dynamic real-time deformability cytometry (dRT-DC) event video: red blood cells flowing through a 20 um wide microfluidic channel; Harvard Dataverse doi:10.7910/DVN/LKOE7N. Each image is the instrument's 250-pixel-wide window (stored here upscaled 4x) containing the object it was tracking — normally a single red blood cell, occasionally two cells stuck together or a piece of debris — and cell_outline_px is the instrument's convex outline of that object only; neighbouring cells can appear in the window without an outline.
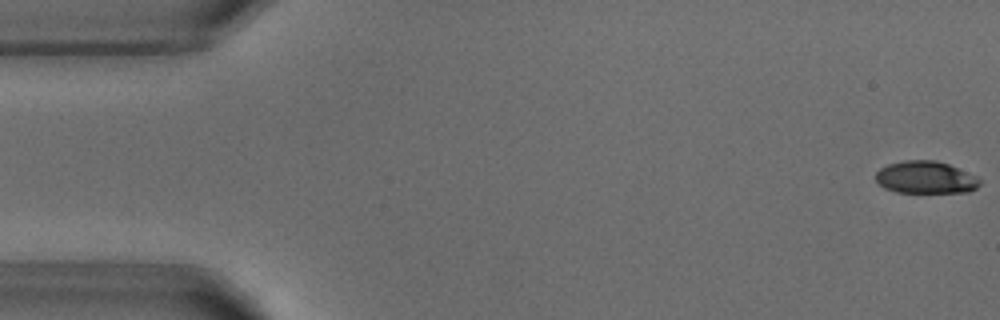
{"species": "common noctule bat (a hibernating species)", "species_latin": "Nyctalus noctula", "temperature_condition": "warm", "stored_images_in_passage": 52, "camera_frame_rate_fps": 3000, "um_per_image_px": 0.085, "animal": {"sex": "male", "body_mass_g": 18.8}, "frame": {"image": 1, "passage_image": 1, "time_ms": 0.0, "image_size_px": [1000, 320], "cell_outline_px": [[980, 184], [976, 188], [968, 192], [896, 192], [884, 188], [876, 180], [876, 172], [880, 168], [888, 164], [904, 160], [936, 160], [948, 164], [976, 176], [980, 180]], "centroid_in_image_um": [78.66, 15.07], "position_along_channel_um": 6.3, "area_um2": 19.54}}
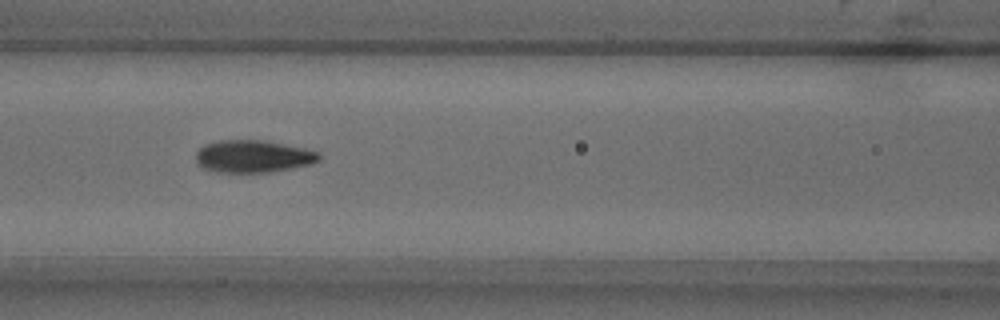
{"frame": {"image": 2, "passage_image": 22, "time_ms": 7.0, "image_size_px": [1000, 320], "cell_outline_px": [[320, 160], [312, 164], [268, 172], [216, 172], [204, 168], [196, 160], [196, 152], [204, 144], [220, 140], [260, 140], [320, 152]], "centroid_in_image_um": [21.49, 13.29], "position_along_channel_um": 145.1, "area_um2": 22.89}}
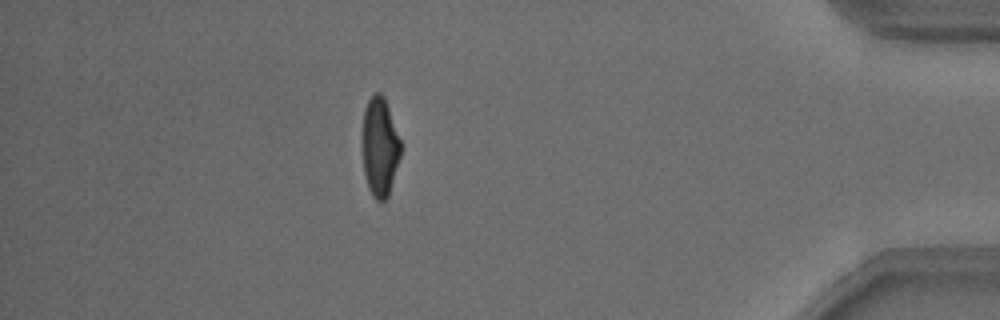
{"frame": {"image": 3, "passage_image": 46, "time_ms": 15.0, "image_size_px": [1000, 320], "cell_outline_px": [[404, 144], [388, 196], [384, 200], [376, 200], [372, 196], [368, 188], [364, 172], [364, 108], [368, 100], [376, 92], [380, 92], [384, 96]], "centroid_in_image_um": [32.34, 12.47], "position_along_channel_um": 402.9, "area_um2": 22.14}, "authors_computed_cell_mechanics": {"area_um2": 22.6576, "velocity_mm_per_s": 3.8294, "shape_relaxation_time_tau1_ms": 3.1107, "shape_relaxation_time_tau2_ms": 0.8895, "deformation_change_tau1": 0.1467, "deformation_change_tau2": 0.0726}}